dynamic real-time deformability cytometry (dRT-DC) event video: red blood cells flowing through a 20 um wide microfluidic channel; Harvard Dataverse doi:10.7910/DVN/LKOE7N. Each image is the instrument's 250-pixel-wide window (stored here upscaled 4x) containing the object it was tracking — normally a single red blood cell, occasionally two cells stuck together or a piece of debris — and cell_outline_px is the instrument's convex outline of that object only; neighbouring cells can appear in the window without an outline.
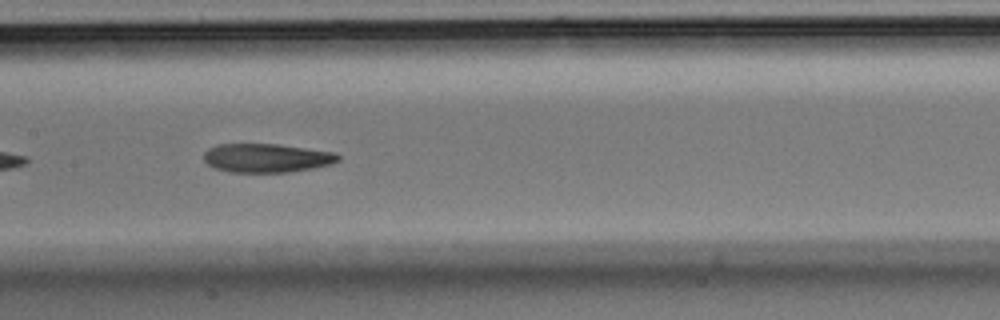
{"species": "Egyptian fruit bat (a non-hibernating species)", "species_latin": "Rousettus aegyptiacus", "temperature_condition": "room temperature", "stored_images_in_passage": 26, "camera_frame_rate_fps": 3000, "um_per_image_px": 0.085, "animal": {"sex": "male"}, "frame": {"image": 1, "passage_image": 22, "time_ms": 7.0, "image_size_px": [1000, 320], "cell_outline_px": [[340, 160], [332, 164], [312, 168], [288, 172], [228, 172], [216, 168], [208, 164], [204, 160], [204, 152], [208, 148], [216, 144], [276, 144], [336, 152], [340, 156]], "centroid_in_image_um": [22.67, 13.42], "position_along_channel_um": 184.7, "area_um2": 22.6}}